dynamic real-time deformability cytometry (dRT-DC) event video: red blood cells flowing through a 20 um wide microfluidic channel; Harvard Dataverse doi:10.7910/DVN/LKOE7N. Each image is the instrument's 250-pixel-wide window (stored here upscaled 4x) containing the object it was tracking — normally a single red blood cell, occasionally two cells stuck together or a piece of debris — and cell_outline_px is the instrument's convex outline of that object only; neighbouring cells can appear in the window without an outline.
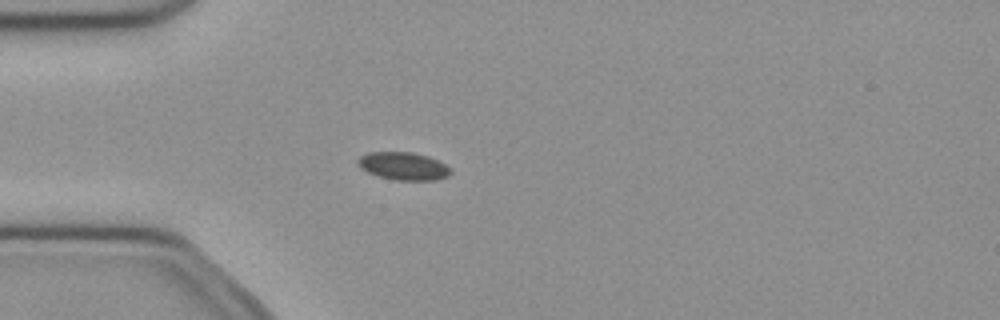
{"species": "common noctule bat (a hibernating species)", "species_latin": "Nyctalus noctula", "temperature_condition": "cold", "stored_images_in_passage": 52, "camera_frame_rate_fps": 3000, "um_per_image_px": 0.085, "animal": {"sex": "female", "body_mass_g": 21.9}, "frame": {"image": 1, "passage_image": 15, "time_ms": 4.667, "image_size_px": [1000, 320], "cell_outline_px": [[452, 172], [448, 176], [436, 180], [396, 180], [380, 176], [368, 172], [360, 168], [356, 164], [356, 160], [360, 156], [368, 152], [412, 152], [428, 156], [444, 164]], "centroid_in_image_um": [34.25, 14.11], "position_along_channel_um": 50.8, "area_um2": 14.97}}
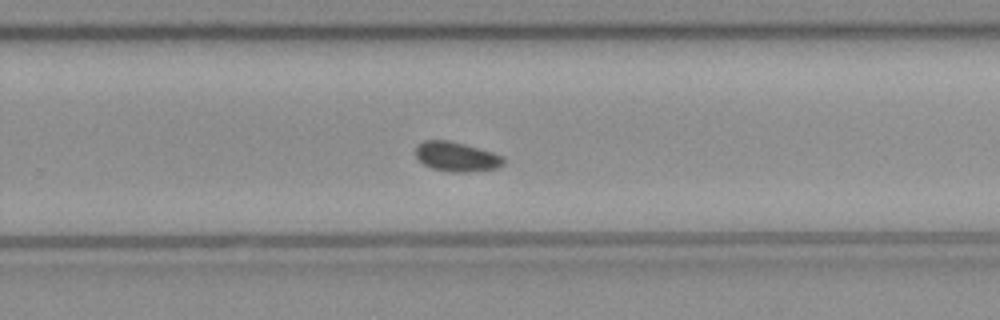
{"frame": {"image": 2, "passage_image": 34, "time_ms": 11.0, "image_size_px": [1000, 320], "cell_outline_px": [[504, 164], [496, 168], [468, 172], [452, 172], [432, 168], [424, 164], [416, 156], [416, 144], [424, 140], [448, 140], [464, 144], [492, 152], [504, 156]], "centroid_in_image_um": [38.8, 13.31], "position_along_channel_um": 291.0, "area_um2": 15.09}}
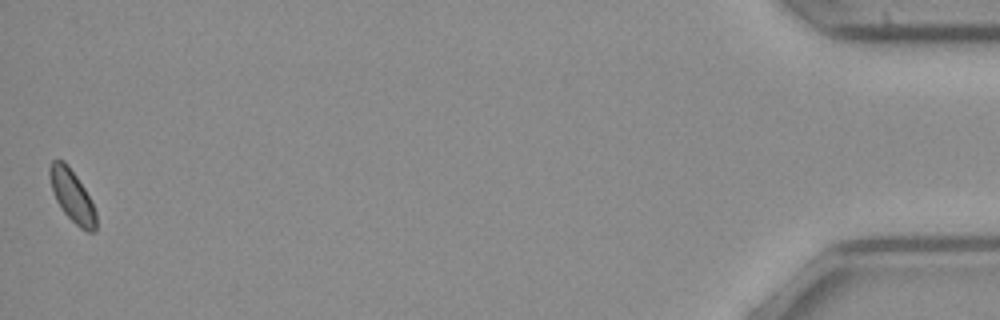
{"frame": {"image": 3, "passage_image": 52, "time_ms": 17.0, "image_size_px": [1000, 320], "cell_outline_px": [[96, 232], [88, 232], [80, 228], [64, 212], [56, 200], [52, 188], [48, 172], [48, 168], [52, 160], [64, 160], [68, 164], [84, 188], [96, 212]], "centroid_in_image_um": [6.12, 16.64], "position_along_channel_um": 429.1, "area_um2": 13.87}}